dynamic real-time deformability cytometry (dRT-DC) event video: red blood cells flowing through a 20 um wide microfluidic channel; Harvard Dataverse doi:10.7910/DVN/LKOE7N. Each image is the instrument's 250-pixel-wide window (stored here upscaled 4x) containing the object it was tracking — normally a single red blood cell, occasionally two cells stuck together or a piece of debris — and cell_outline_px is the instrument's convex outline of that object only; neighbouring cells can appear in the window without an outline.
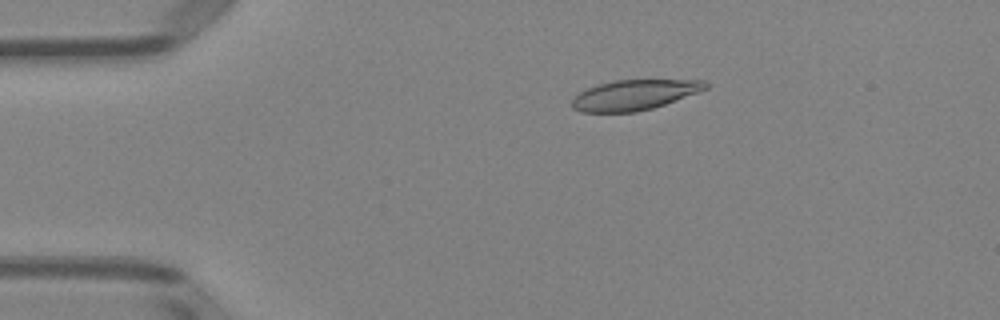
{"species": "Egyptian fruit bat (a non-hibernating species)", "species_latin": "Rousettus aegyptiacus", "temperature_condition": "room temperature", "stored_images_in_passage": 6, "camera_frame_rate_fps": 3000, "um_per_image_px": 0.085, "animal": {"sex": "female"}, "frame": {"image": 1, "passage_image": 3, "time_ms": 2.333, "image_size_px": [1000, 320], "cell_outline_px": [[708, 88], [700, 92], [652, 108], [636, 112], [580, 112], [572, 108], [572, 100], [580, 92], [596, 84], [616, 80], [704, 80], [708, 84]], "centroid_in_image_um": [53.92, 8.07], "position_along_channel_um": 31.1, "area_um2": 23.47}}
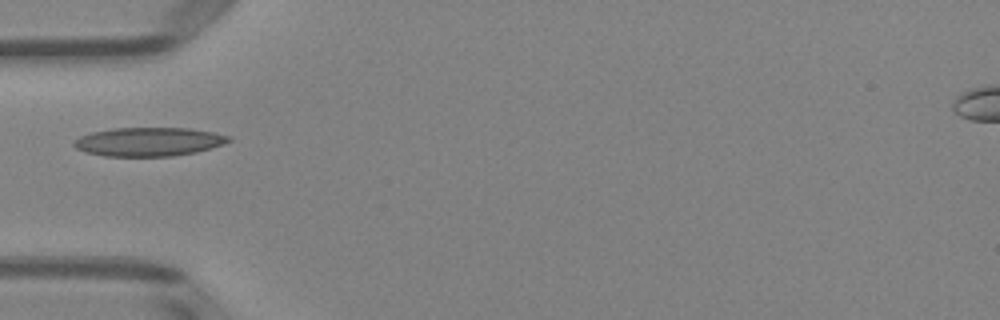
{"frame": {"image": 2, "passage_image": 5, "time_ms": 4.667, "image_size_px": [1000, 320], "cell_outline_px": [[232, 140], [224, 144], [196, 152], [172, 156], [104, 156], [84, 152], [76, 148], [72, 144], [80, 136], [92, 132], [116, 128], [188, 128], [212, 132], [232, 136]], "centroid_in_image_um": [12.66, 12.05], "position_along_channel_um": 72.3, "area_um2": 25.89}}
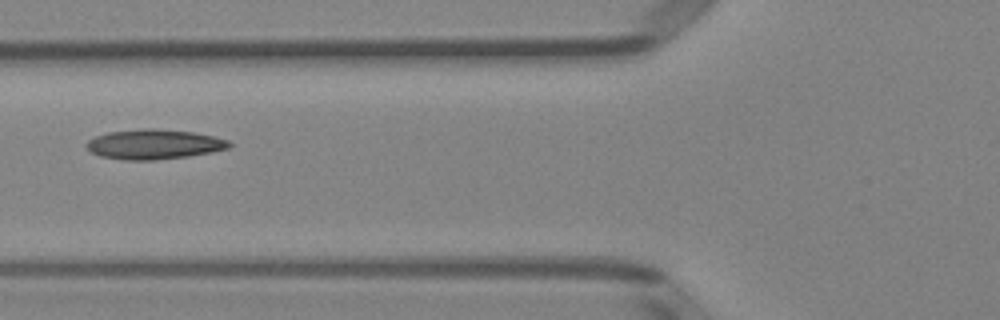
{"frame": {"image": 3, "passage_image": 6, "time_ms": 5.667, "image_size_px": [1000, 320], "cell_outline_px": [[232, 144], [228, 148], [212, 152], [188, 156], [156, 160], [124, 160], [100, 156], [92, 152], [84, 144], [88, 140], [96, 136], [108, 132], [144, 128], [156, 128], [192, 132], [212, 136], [228, 140]], "centroid_in_image_um": [13.08, 12.26], "position_along_channel_um": 112.7, "area_um2": 24.8}}